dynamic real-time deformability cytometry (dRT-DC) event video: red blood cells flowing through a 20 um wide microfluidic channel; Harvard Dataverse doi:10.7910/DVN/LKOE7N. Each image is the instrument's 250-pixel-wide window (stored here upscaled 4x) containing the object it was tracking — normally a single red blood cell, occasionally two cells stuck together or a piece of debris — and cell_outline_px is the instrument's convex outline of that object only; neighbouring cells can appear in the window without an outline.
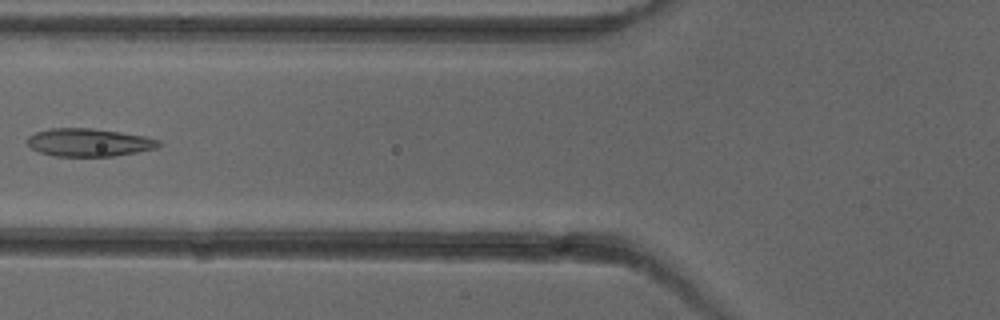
{"species": "common noctule bat (a hibernating species)", "species_latin": "Nyctalus noctula", "temperature_condition": "cold", "stored_images_in_passage": 5, "camera_frame_rate_fps": 3000, "um_per_image_px": 0.085, "animal": {"sex": "female"}, "frame": {"image": 1, "passage_image": 4, "time_ms": 4.333, "image_size_px": [1000, 320], "cell_outline_px": [[164, 144], [156, 148], [116, 156], [56, 156], [40, 152], [32, 148], [24, 140], [28, 136], [36, 132], [48, 128], [92, 128], [120, 132], [144, 136], [160, 140]], "centroid_in_image_um": [7.56, 12.1], "position_along_channel_um": 118.2, "area_um2": 21.5}}
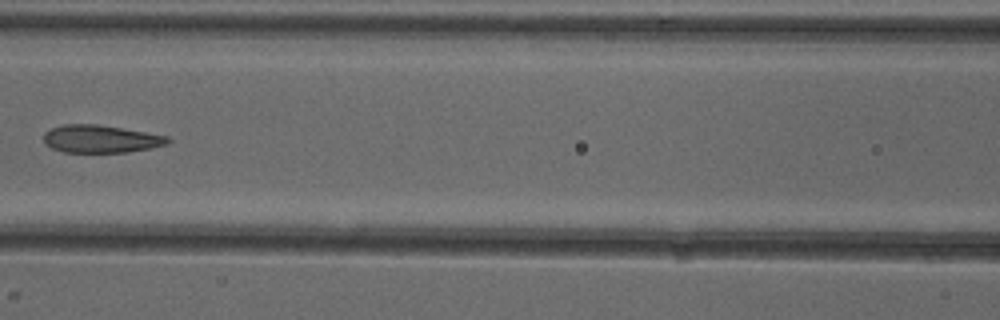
{"frame": {"image": 2, "passage_image": 5, "time_ms": 5.333, "image_size_px": [1000, 320], "cell_outline_px": [[172, 140], [168, 144], [128, 152], [64, 152], [52, 148], [44, 144], [44, 132], [52, 128], [64, 124], [96, 124], [168, 136]], "centroid_in_image_um": [8.54, 11.81], "position_along_channel_um": 158.1, "area_um2": 19.88}}